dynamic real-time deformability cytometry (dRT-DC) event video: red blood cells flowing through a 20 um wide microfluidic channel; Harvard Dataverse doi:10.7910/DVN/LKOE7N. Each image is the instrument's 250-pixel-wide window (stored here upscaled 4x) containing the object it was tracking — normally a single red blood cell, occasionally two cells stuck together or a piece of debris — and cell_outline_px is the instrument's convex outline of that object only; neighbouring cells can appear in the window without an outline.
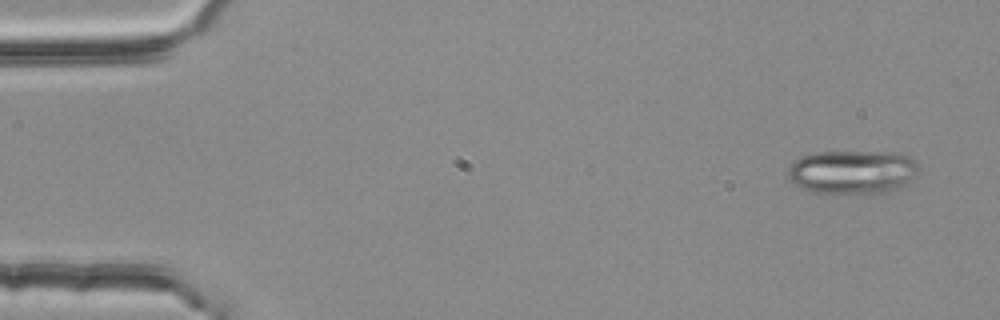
{"species": "common noctule bat (a hibernating species)", "species_latin": "Nyctalus noctula", "temperature_condition": "room temperature", "stored_images_in_passage": 4, "camera_frame_rate_fps": 3000, "um_per_image_px": 0.085, "animal": {"sex": "female", "body_mass_g": 25.1}, "frame": {"image": 1, "passage_image": 1, "time_ms": 0.0, "image_size_px": [1000, 320], "cell_outline_px": [[920, 168], [916, 176], [912, 180], [900, 188], [872, 196], [816, 192], [804, 188], [796, 184], [788, 176], [788, 164], [800, 156], [816, 152], [904, 152], [916, 160], [920, 164]], "centroid_in_image_um": [72.55, 14.63], "position_along_channel_um": 12.5, "area_um2": 34.51}}